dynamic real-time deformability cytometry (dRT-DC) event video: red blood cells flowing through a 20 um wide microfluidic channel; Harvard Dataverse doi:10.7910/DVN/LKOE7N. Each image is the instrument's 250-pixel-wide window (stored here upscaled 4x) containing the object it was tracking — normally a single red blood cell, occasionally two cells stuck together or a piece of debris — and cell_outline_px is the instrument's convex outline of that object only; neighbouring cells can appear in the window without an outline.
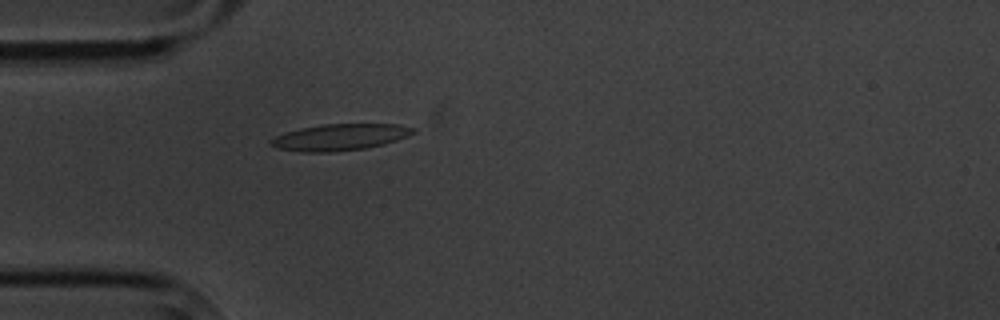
{"species": "common noctule bat (a hibernating species)", "species_latin": "Nyctalus noctula", "temperature_condition": "cold", "stored_images_in_passage": 2, "camera_frame_rate_fps": 3000, "um_per_image_px": 0.085, "animal": {"sex": "male", "body_mass_g": 20.1, "forearm_length_mm": 53.5}, "frame": {"image": 1, "passage_image": 2, "time_ms": 1.0, "image_size_px": [1000, 320], "cell_outline_px": [[416, 132], [396, 140], [384, 144], [364, 148], [332, 152], [300, 152], [276, 148], [268, 144], [268, 140], [284, 132], [300, 128], [324, 124], [400, 124], [416, 128]], "centroid_in_image_um": [28.85, 11.66], "position_along_channel_um": 56.2, "area_um2": 22.08}}